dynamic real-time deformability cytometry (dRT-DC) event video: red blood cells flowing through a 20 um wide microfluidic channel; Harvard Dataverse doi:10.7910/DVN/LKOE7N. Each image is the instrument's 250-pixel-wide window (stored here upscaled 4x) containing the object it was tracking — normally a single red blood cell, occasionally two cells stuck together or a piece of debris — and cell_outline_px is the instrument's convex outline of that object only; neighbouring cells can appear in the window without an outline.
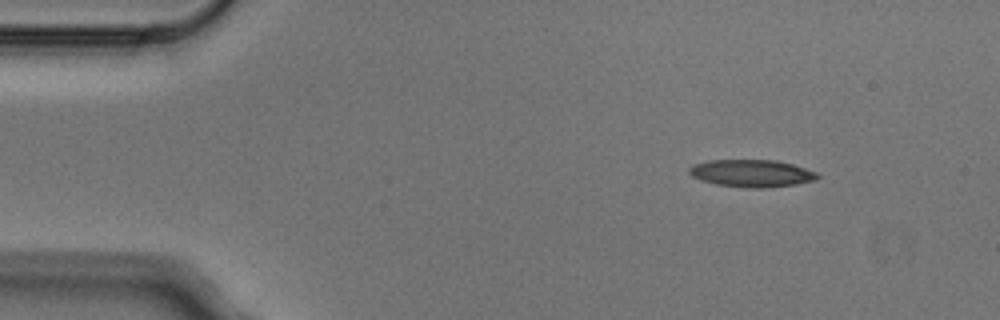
{"species": "Egyptian fruit bat (a non-hibernating species)", "species_latin": "Rousettus aegyptiacus", "temperature_condition": "cold", "stored_images_in_passage": 3, "camera_frame_rate_fps": 3000, "um_per_image_px": 0.085, "animal": {"sex": "male"}, "frame": {"image": 1, "passage_image": 1, "time_ms": 0.0, "image_size_px": [1000, 320], "cell_outline_px": [[820, 176], [816, 180], [796, 184], [764, 188], [744, 188], [716, 184], [700, 180], [692, 176], [688, 172], [688, 168], [692, 164], [708, 160], [776, 160], [792, 164], [816, 172]], "centroid_in_image_um": [63.86, 14.73], "position_along_channel_um": 21.1, "area_um2": 20.58}}